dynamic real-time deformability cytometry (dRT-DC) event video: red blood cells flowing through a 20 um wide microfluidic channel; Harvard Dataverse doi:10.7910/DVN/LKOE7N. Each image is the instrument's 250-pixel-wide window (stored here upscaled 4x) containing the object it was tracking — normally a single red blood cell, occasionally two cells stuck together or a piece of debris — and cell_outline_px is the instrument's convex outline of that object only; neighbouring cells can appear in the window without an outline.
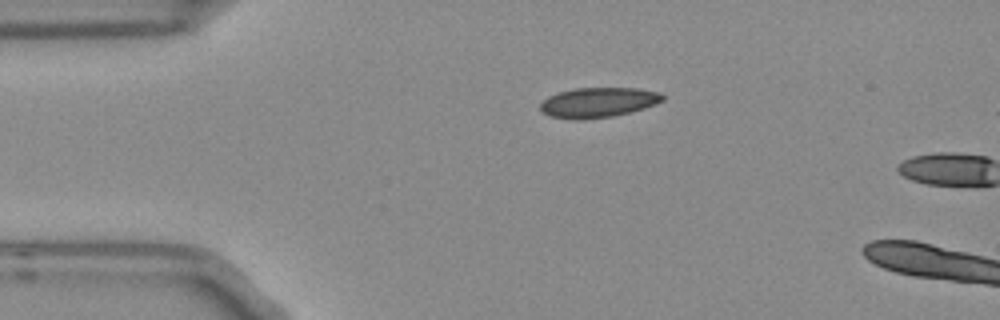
{"species": "Egyptian fruit bat (a non-hibernating species)", "species_latin": "Rousettus aegyptiacus", "temperature_condition": "room temperature", "stored_images_in_passage": 2, "camera_frame_rate_fps": 3000, "um_per_image_px": 0.085, "frame": {"image": 1, "passage_image": 1, "time_ms": 0.0, "image_size_px": [1000, 320], "cell_outline_px": [[664, 100], [656, 104], [644, 108], [612, 116], [576, 120], [552, 116], [544, 112], [540, 108], [540, 104], [548, 96], [572, 88], [636, 88], [660, 92], [664, 96]], "centroid_in_image_um": [50.87, 8.69], "position_along_channel_um": 34.1, "area_um2": 21.15}}